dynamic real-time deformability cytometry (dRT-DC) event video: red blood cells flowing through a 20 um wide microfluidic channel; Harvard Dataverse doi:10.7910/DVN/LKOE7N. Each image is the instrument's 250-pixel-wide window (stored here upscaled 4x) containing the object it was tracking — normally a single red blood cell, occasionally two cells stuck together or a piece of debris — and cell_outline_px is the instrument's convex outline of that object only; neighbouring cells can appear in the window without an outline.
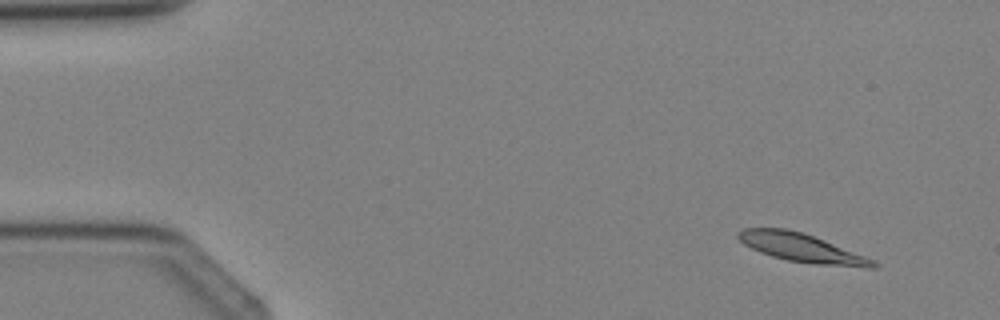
{"species": "Egyptian fruit bat (a non-hibernating species)", "species_latin": "Rousettus aegyptiacus", "temperature_condition": "cold", "stored_images_in_passage": 3, "camera_frame_rate_fps": 3000, "um_per_image_px": 0.085, "animal": {"sex": "female"}, "frame": {"image": 1, "passage_image": 1, "time_ms": 0.0, "image_size_px": [1000, 320], "cell_outline_px": [[880, 264], [876, 268], [868, 268], [816, 264], [788, 260], [772, 256], [760, 252], [744, 244], [736, 236], [736, 232], [744, 228], [784, 228], [804, 232], [876, 260]], "centroid_in_image_um": [68.18, 21.06], "position_along_channel_um": 16.8, "area_um2": 22.54}}
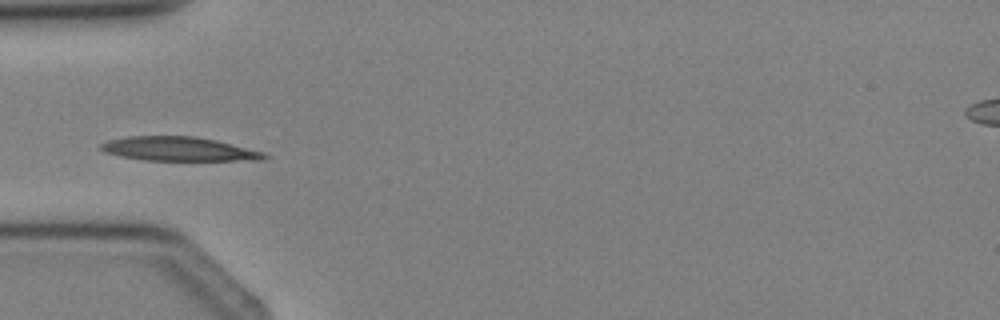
{"frame": {"image": 2, "passage_image": 3, "time_ms": 3.0, "image_size_px": [1000, 320], "cell_outline_px": [[268, 156], [260, 160], [144, 160], [120, 156], [104, 152], [100, 148], [100, 144], [108, 140], [128, 136], [192, 136], [216, 140], [264, 152]], "centroid_in_image_um": [15.15, 12.66], "position_along_channel_um": 69.8, "area_um2": 22.72}}